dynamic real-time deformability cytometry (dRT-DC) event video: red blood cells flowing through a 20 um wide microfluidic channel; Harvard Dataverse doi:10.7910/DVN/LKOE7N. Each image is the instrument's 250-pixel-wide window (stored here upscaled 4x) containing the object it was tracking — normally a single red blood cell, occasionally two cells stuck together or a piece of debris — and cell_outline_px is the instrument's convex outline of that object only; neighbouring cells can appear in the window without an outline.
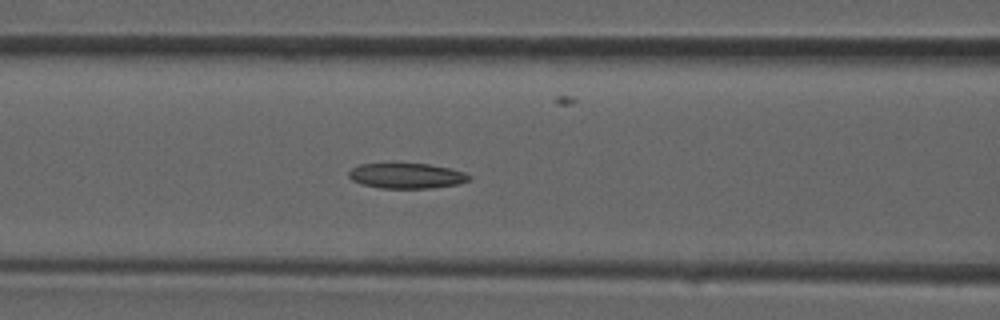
{"species": "common noctule bat (a hibernating species)", "species_latin": "Nyctalus noctula", "temperature_condition": "room temperature", "stored_images_in_passage": 25, "camera_frame_rate_fps": 3000, "um_per_image_px": 0.085, "animal": {"sex": "male", "forearm_length_mm": 52.5}, "frame": {"image": 1, "passage_image": 4, "time_ms": 1.0, "image_size_px": [1000, 320], "cell_outline_px": [[472, 176], [468, 180], [456, 184], [432, 188], [380, 188], [364, 184], [352, 180], [348, 176], [348, 172], [352, 168], [360, 164], [428, 164], [448, 168], [464, 172]], "centroid_in_image_um": [34.55, 14.94], "position_along_channel_um": 132.1, "area_um2": 17.46}}
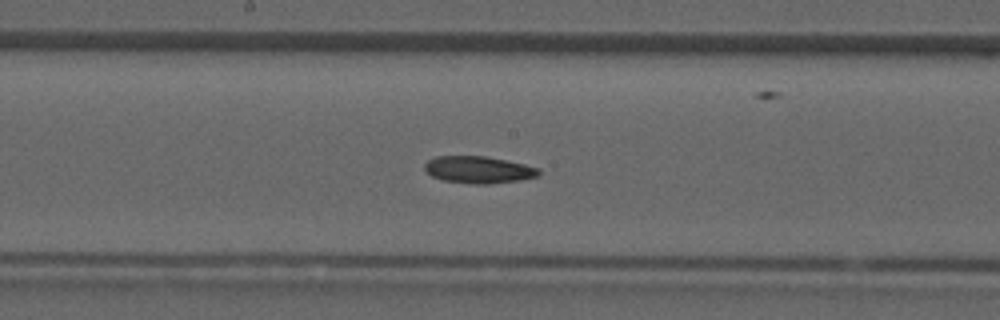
{"frame": {"image": 2, "passage_image": 8, "time_ms": 2.333, "image_size_px": [1000, 320], "cell_outline_px": [[540, 176], [520, 180], [488, 184], [472, 184], [444, 180], [432, 176], [424, 168], [424, 164], [428, 160], [436, 156], [484, 156], [524, 164], [540, 168]], "centroid_in_image_um": [40.69, 14.43], "position_along_channel_um": 207.5, "area_um2": 17.92}}